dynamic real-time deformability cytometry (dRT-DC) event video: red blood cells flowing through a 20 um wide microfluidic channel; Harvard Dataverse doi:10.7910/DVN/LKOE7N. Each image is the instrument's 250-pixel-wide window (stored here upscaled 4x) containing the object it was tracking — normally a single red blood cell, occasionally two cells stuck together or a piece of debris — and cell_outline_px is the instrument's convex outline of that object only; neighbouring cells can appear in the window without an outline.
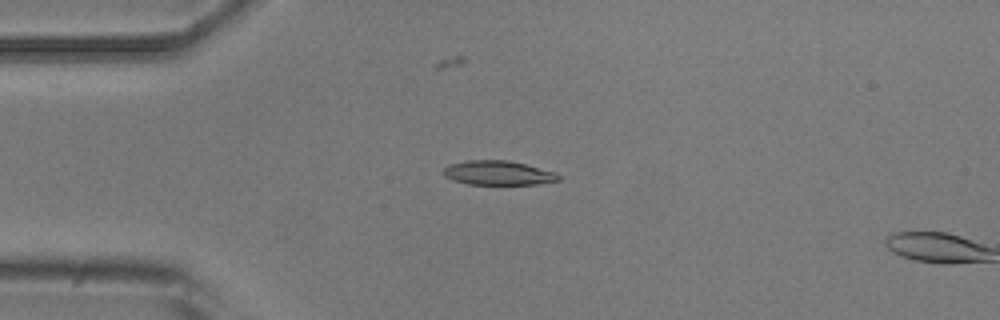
{"species": "common noctule bat (a hibernating species)", "species_latin": "Nyctalus noctula", "temperature_condition": "room temperature", "stored_images_in_passage": 4, "camera_frame_rate_fps": 3000, "um_per_image_px": 0.085, "animal": {"sex": "male", "body_mass_g": 20.5, "forearm_length_mm": 52.5}, "frame": {"image": 1, "passage_image": 3, "time_ms": 3.333, "image_size_px": [1000, 320], "cell_outline_px": [[560, 180], [536, 184], [468, 184], [452, 180], [444, 176], [440, 172], [448, 164], [468, 160], [508, 160], [556, 172], [560, 176]], "centroid_in_image_um": [42.29, 14.69], "position_along_channel_um": 42.7, "area_um2": 16.36}}